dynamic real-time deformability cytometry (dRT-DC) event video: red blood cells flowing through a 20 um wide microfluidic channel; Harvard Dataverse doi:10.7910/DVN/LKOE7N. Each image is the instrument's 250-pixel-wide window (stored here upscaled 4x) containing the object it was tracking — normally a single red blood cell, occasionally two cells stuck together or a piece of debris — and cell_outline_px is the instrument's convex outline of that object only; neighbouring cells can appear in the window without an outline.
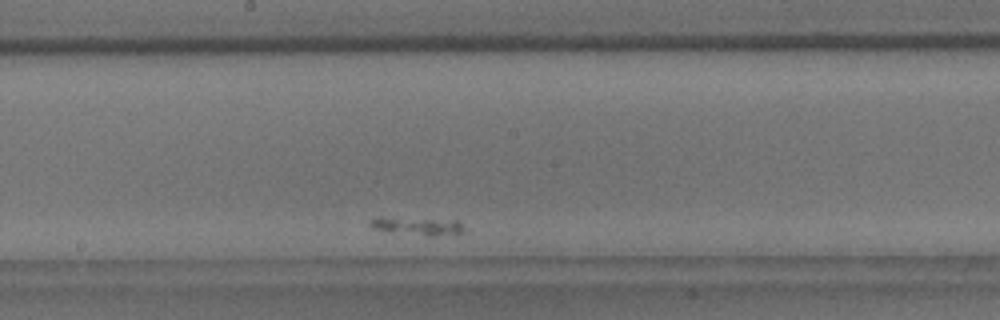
{"species": "common noctule bat (a hibernating species)", "species_latin": "Nyctalus noctula", "temperature_condition": "room temperature", "stored_images_in_passage": 5, "camera_frame_rate_fps": 3000, "um_per_image_px": 0.085, "animal": {"sex": "male", "body_mass_g": 18.8}, "frame": {"image": 1, "passage_image": 5, "time_ms": 4.667, "image_size_px": [1000, 320], "cell_outline_px": [[464, 232], [456, 236], [428, 236], [372, 228], [368, 224], [368, 220], [380, 216], [460, 220], [464, 228]], "centroid_in_image_um": [35.57, 19.2], "position_along_channel_um": 212.6, "area_um2": 10.29}}